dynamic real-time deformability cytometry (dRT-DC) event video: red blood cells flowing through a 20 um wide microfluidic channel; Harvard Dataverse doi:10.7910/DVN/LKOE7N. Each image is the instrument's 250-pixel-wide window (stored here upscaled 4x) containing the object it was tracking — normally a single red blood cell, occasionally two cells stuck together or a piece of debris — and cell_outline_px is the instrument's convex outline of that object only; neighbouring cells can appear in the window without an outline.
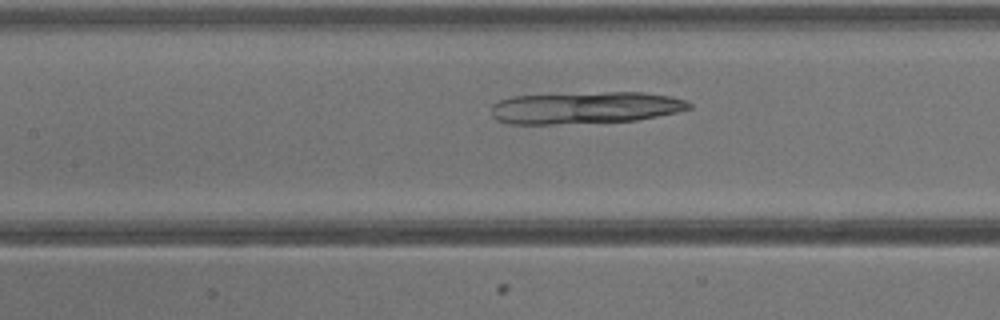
{"species": "common noctule bat (a hibernating species)", "species_latin": "Nyctalus noctula", "temperature_condition": "warm", "stored_images_in_passage": 4, "camera_frame_rate_fps": 3000, "um_per_image_px": 0.085, "animal": {"sex": "male", "body_mass_g": 13.3}, "frame": {"image": 1, "passage_image": 4, "time_ms": 3.667, "image_size_px": [1000, 320], "cell_outline_px": [[692, 108], [676, 112], [636, 120], [552, 124], [512, 124], [496, 120], [492, 116], [492, 104], [500, 100], [512, 96], [604, 92], [644, 92], [672, 96], [684, 100], [692, 104]], "centroid_in_image_um": [49.74, 9.15], "position_along_channel_um": 157.7, "area_um2": 36.76}}